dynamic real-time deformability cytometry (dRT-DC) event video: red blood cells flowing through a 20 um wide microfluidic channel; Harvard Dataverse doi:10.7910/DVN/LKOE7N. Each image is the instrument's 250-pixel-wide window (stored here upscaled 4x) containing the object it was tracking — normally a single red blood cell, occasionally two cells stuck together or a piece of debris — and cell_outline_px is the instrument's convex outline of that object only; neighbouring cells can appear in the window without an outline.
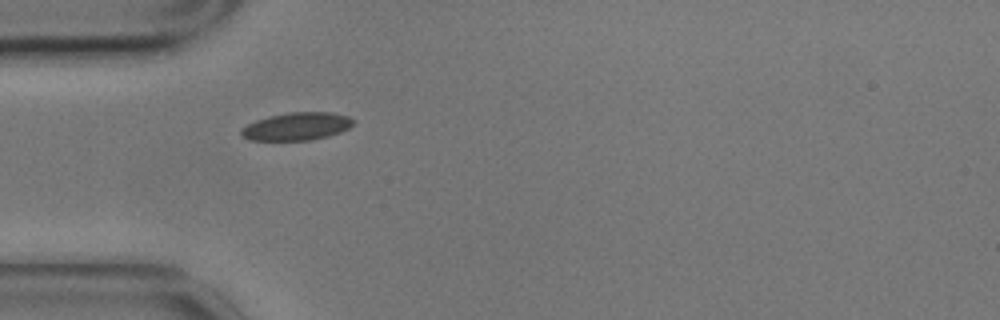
{"species": "common noctule bat (a hibernating species)", "species_latin": "Nyctalus noctula", "temperature_condition": "cold", "stored_images_in_passage": 3, "camera_frame_rate_fps": 3000, "um_per_image_px": 0.085, "animal": {"sex": "male", "body_mass_g": 17.9}, "frame": {"image": 1, "passage_image": 1, "time_ms": 0.0, "image_size_px": [1000, 320], "cell_outline_px": [[356, 120], [348, 128], [340, 132], [328, 136], [312, 140], [248, 140], [240, 136], [240, 128], [256, 120], [268, 116], [288, 112], [332, 112], [348, 116]], "centroid_in_image_um": [25.2, 10.74], "position_along_channel_um": 59.8, "area_um2": 18.32}}